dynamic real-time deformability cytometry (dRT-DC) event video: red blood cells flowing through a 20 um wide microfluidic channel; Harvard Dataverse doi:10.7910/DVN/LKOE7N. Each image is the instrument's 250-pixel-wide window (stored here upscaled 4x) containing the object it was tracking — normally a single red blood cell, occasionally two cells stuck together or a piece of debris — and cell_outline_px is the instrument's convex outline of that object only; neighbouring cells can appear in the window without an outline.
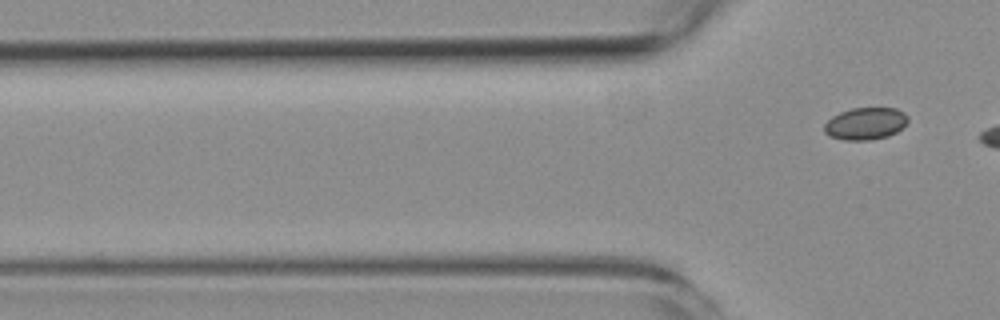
{"species": "common noctule bat (a hibernating species)", "species_latin": "Nyctalus noctula", "temperature_condition": "room temperature", "stored_images_in_passage": 7, "segment_of_instrument_passage": [2, 2], "camera_frame_rate_fps": 3000, "um_per_image_px": 0.085, "animal": {"sex": "female", "body_mass_g": 19.3, "forearm_length_mm": 54.1}, "frame": {"image": 1, "passage_image": 7, "time_ms": 7.0, "image_size_px": [1000, 320], "cell_outline_px": [[908, 120], [896, 132], [888, 136], [872, 140], [844, 140], [832, 136], [824, 132], [824, 124], [832, 116], [840, 112], [852, 108], [896, 108], [904, 112], [908, 116]], "centroid_in_image_um": [73.56, 10.5], "position_along_channel_um": 52.2, "area_um2": 15.61}}